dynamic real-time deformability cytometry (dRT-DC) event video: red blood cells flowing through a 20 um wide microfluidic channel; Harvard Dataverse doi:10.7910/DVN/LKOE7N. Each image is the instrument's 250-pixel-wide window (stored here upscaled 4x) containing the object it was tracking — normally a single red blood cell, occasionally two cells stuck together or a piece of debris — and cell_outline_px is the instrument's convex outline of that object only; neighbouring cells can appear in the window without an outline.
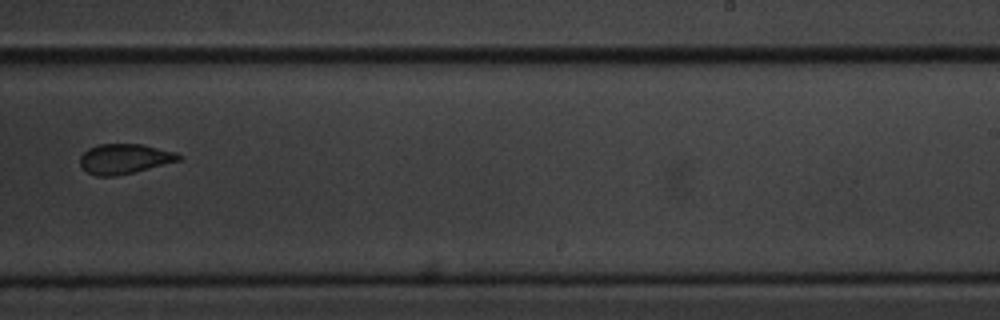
{"species": "common noctule bat (a hibernating species)", "species_latin": "Nyctalus noctula", "temperature_condition": "cold", "stored_images_in_passage": 10, "camera_frame_rate_fps": 3000, "um_per_image_px": 0.085, "animal": {"sex": "male", "body_mass_g": 20.1, "forearm_length_mm": 53.5}, "frame": {"image": 1, "passage_image": 10, "time_ms": 10.667, "image_size_px": [1000, 320], "cell_outline_px": [[184, 156], [180, 160], [116, 176], [96, 176], [88, 172], [80, 164], [80, 156], [88, 148], [100, 144], [144, 144], [176, 152]], "centroid_in_image_um": [10.59, 13.48], "position_along_channel_um": 278.4, "area_um2": 17.11}}